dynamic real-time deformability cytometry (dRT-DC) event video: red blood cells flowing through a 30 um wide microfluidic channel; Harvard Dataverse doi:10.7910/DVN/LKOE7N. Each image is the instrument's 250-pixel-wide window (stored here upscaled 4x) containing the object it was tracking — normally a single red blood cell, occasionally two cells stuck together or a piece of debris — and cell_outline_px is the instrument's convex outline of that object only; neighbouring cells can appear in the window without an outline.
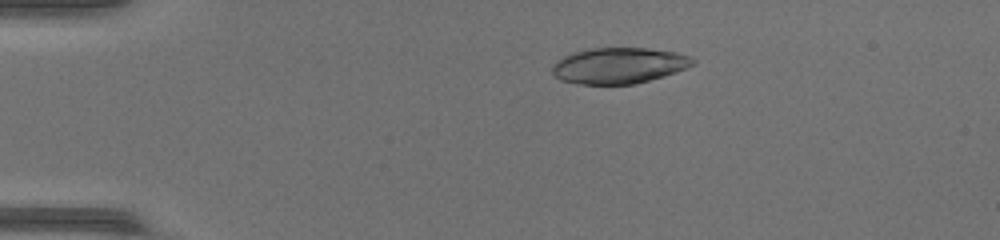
{"species": "common noctule bat (a hibernating species)", "species_latin": "Nyctalus noctula", "temperature_condition": "warm", "stored_images_in_passage": 43, "camera_frame_rate_fps": 3000, "um_per_image_px": 0.085, "animal": {"sex": "female", "body_mass_g": 17.0, "forearm_length_mm": 48.0}, "frame": {"image": 1, "passage_image": 6, "time_ms": 1.667, "image_size_px": [1000, 240], "cell_outline_px": [[696, 64], [688, 68], [664, 76], [636, 84], [580, 84], [560, 80], [552, 72], [552, 64], [556, 60], [572, 52], [588, 48], [648, 48], [676, 52], [692, 56], [696, 60]], "centroid_in_image_um": [52.63, 5.57], "position_along_channel_um": 32.4, "area_um2": 29.82}}